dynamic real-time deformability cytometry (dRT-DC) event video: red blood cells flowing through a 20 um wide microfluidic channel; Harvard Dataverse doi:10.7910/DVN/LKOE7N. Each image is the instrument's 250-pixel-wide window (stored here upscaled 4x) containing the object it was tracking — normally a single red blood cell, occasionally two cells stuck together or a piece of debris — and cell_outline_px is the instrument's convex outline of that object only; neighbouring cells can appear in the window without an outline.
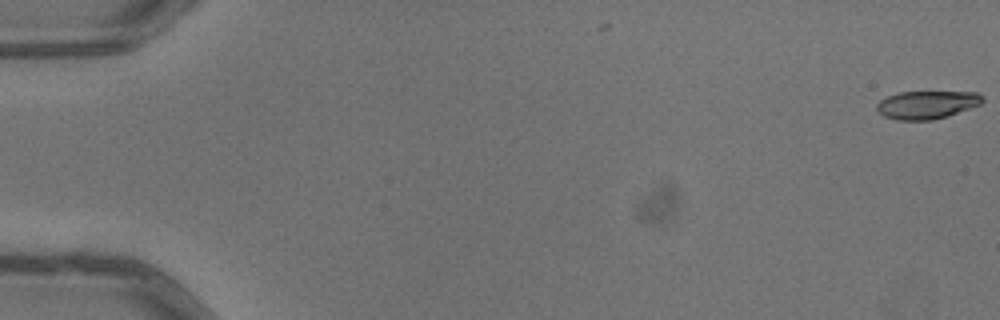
{"species": "common noctule bat (a hibernating species)", "species_latin": "Nyctalus noctula", "temperature_condition": "warm", "stored_images_in_passage": 3, "camera_frame_rate_fps": 3000, "um_per_image_px": 0.085, "animal": {"sex": "male", "body_mass_g": 13.3}, "frame": {"image": 1, "passage_image": 1, "time_ms": 0.0, "image_size_px": [1000, 320], "cell_outline_px": [[984, 100], [980, 104], [948, 116], [932, 120], [896, 120], [884, 116], [876, 108], [876, 104], [880, 100], [888, 96], [900, 92], [976, 92], [984, 96]], "centroid_in_image_um": [78.79, 8.9], "position_along_channel_um": 6.2, "area_um2": 17.22}}